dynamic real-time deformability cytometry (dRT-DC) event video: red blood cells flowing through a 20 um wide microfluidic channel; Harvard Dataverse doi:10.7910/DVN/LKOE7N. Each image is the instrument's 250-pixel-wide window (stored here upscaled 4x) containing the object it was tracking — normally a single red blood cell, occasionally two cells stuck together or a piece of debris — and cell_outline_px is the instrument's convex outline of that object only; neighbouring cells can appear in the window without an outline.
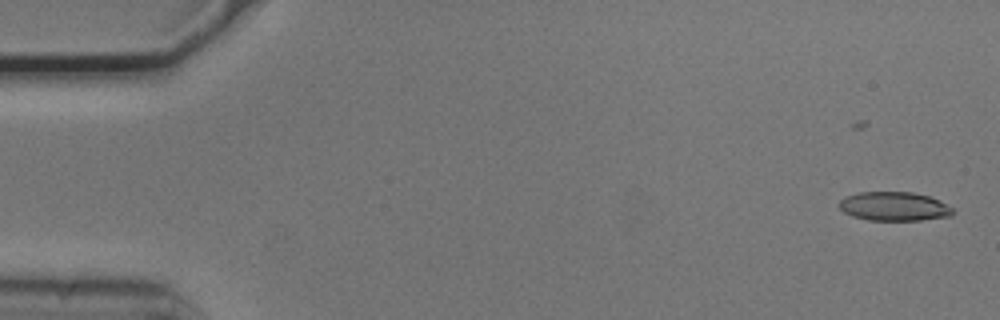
{"species": "common noctule bat (a hibernating species)", "species_latin": "Nyctalus noctula", "temperature_condition": "cold", "stored_images_in_passage": 53, "camera_frame_rate_fps": 3000, "um_per_image_px": 0.085, "animal": {"sex": "male", "body_mass_g": 20.5, "forearm_length_mm": 52.5}, "frame": {"image": 1, "passage_image": 1, "time_ms": 0.0, "image_size_px": [1000, 320], "cell_outline_px": [[952, 216], [920, 220], [868, 220], [852, 216], [844, 212], [836, 204], [844, 196], [860, 192], [912, 192], [932, 196], [940, 200], [952, 208]], "centroid_in_image_um": [75.98, 17.53], "position_along_channel_um": 9.0, "area_um2": 19.36}}
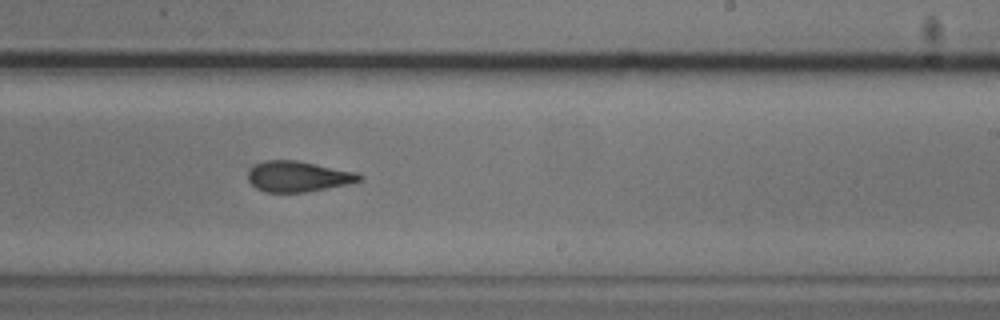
{"frame": {"image": 2, "passage_image": 32, "time_ms": 10.333, "image_size_px": [1000, 320], "cell_outline_px": [[364, 180], [348, 184], [304, 192], [264, 192], [256, 188], [248, 180], [248, 172], [252, 164], [264, 160], [296, 160], [356, 172], [364, 176]], "centroid_in_image_um": [25.32, 14.99], "position_along_channel_um": 263.7, "area_um2": 20.0}}
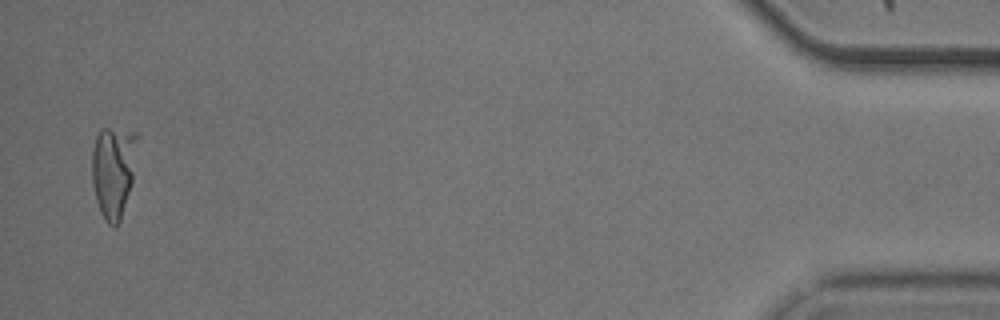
{"frame": {"image": 3, "passage_image": 52, "time_ms": 17.0, "image_size_px": [1000, 320], "cell_outline_px": [[136, 140], [132, 180], [120, 220], [116, 228], [112, 228], [104, 220], [100, 212], [96, 200], [92, 184], [92, 148], [96, 136], [104, 128], [108, 128], [136, 132]], "centroid_in_image_um": [9.59, 14.59], "position_along_channel_um": 425.6, "area_um2": 23.99}, "authors_computed_cell_mechanics": {"area_um2": 20.4034, "velocity_mm_per_s": 3.7473, "shape_relaxation_time_tau1_ms": null, "shape_relaxation_time_tau2_ms": 2.7729, "deformation_change_tau1": null, "deformation_change_tau2": 0.115}}